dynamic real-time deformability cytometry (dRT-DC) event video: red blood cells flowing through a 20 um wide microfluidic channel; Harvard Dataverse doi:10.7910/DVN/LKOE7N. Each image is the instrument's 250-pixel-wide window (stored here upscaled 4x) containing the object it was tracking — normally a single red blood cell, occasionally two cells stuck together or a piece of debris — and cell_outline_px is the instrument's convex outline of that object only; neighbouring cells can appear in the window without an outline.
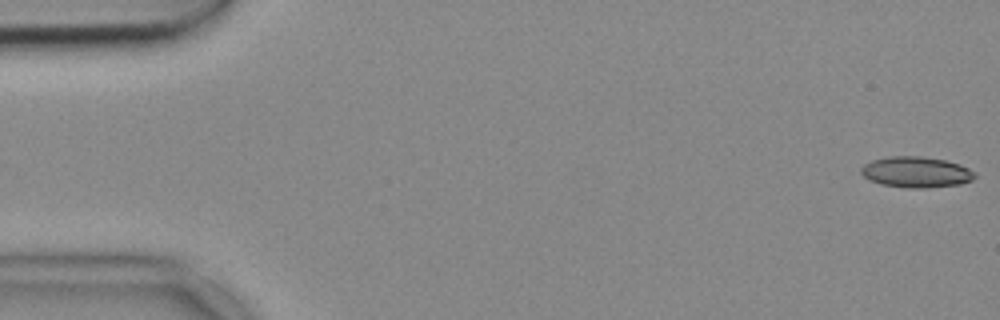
{"species": "common noctule bat (a hibernating species)", "species_latin": "Nyctalus noctula", "temperature_condition": "cold", "stored_images_in_passage": 5, "camera_frame_rate_fps": 3000, "um_per_image_px": 0.085, "animal": {"sex": "female", "body_mass_g": 18.4}, "frame": {"image": 1, "passage_image": 1, "time_ms": 0.0, "image_size_px": [1000, 320], "cell_outline_px": [[976, 176], [972, 180], [960, 184], [924, 188], [904, 188], [880, 184], [868, 180], [860, 172], [860, 168], [864, 164], [872, 160], [888, 156], [920, 156], [944, 160], [960, 164], [976, 172]], "centroid_in_image_um": [77.85, 14.63], "position_along_channel_um": 7.1, "area_um2": 20.63}}